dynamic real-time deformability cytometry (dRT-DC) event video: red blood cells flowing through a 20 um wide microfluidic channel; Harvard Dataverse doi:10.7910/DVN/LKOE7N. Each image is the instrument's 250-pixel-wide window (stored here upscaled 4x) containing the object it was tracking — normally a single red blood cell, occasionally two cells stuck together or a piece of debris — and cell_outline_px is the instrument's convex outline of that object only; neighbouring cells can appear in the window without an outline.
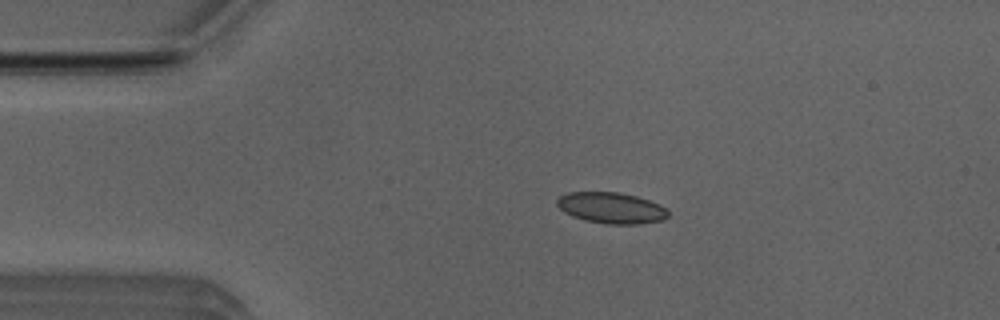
{"species": "Egyptian fruit bat (a non-hibernating species)", "species_latin": "Rousettus aegyptiacus", "temperature_condition": "room temperature", "stored_images_in_passage": 34, "camera_frame_rate_fps": 3000, "um_per_image_px": 0.085, "animal": {"sex": "male"}, "frame": {"image": 1, "passage_image": 2, "time_ms": 0.333, "image_size_px": [1000, 320], "cell_outline_px": [[668, 216], [664, 220], [640, 224], [608, 224], [584, 220], [572, 216], [564, 212], [556, 204], [556, 200], [560, 196], [568, 192], [620, 192], [636, 196], [660, 204], [668, 208]], "centroid_in_image_um": [51.98, 17.67], "position_along_channel_um": 33.0, "area_um2": 20.29}}
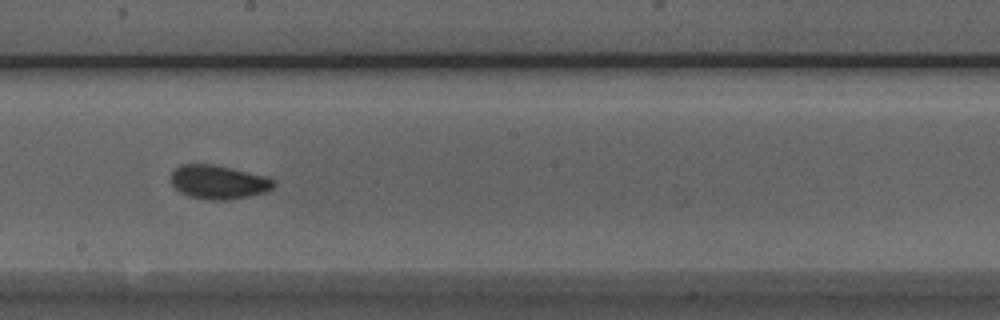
{"frame": {"image": 2, "passage_image": 20, "time_ms": 6.333, "image_size_px": [1000, 320], "cell_outline_px": [[276, 184], [268, 192], [248, 196], [224, 200], [208, 200], [188, 196], [180, 192], [172, 184], [172, 172], [180, 164], [212, 164], [264, 176], [276, 180]], "centroid_in_image_um": [18.58, 15.48], "position_along_channel_um": 229.6, "area_um2": 20.11}}
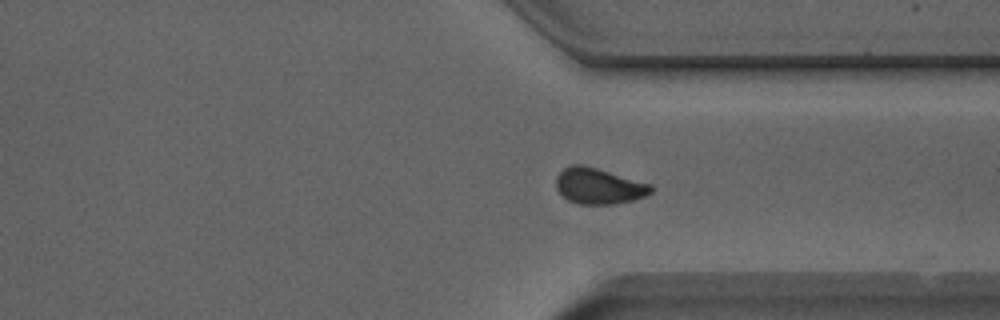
{"frame": {"image": 3, "passage_image": 30, "time_ms": 9.667, "image_size_px": [1000, 320], "cell_outline_px": [[652, 192], [644, 196], [632, 200], [616, 204], [576, 204], [568, 200], [556, 188], [556, 176], [568, 164], [584, 164], [652, 184]], "centroid_in_image_um": [50.88, 15.8], "position_along_channel_um": 360.5, "area_um2": 20.0}, "authors_computed_cell_mechanics": {"area_um2": 20.1722, "velocity_mm_per_s": 3.9227, "shape_relaxation_time_tau1_ms": 6.84, "shape_relaxation_time_tau2_ms": 1.5063, "deformation_change_tau1": 0.1059, "deformation_change_tau2": 0.0568}}